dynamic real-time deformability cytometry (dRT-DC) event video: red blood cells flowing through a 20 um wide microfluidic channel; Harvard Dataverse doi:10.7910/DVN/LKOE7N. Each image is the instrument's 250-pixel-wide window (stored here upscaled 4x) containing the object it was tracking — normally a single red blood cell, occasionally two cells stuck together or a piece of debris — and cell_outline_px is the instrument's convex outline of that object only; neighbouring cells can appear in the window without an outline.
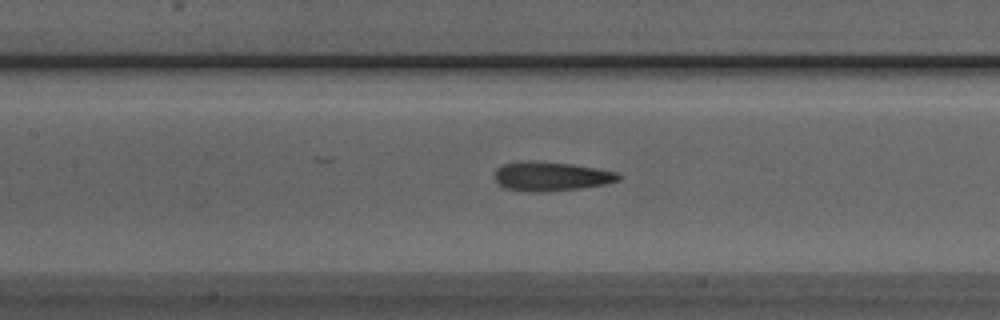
{"species": "Egyptian fruit bat (a non-hibernating species)", "species_latin": "Rousettus aegyptiacus", "temperature_condition": "room temperature", "stored_images_in_passage": 46, "camera_frame_rate_fps": 3000, "um_per_image_px": 0.085, "animal": {"sex": "male"}, "frame": {"image": 1, "passage_image": 22, "time_ms": 7.0, "image_size_px": [1000, 320], "cell_outline_px": [[620, 180], [604, 184], [580, 188], [544, 192], [528, 192], [504, 188], [492, 176], [496, 168], [504, 164], [572, 164], [596, 168], [616, 172], [620, 176]], "centroid_in_image_um": [46.85, 15.05], "position_along_channel_um": 160.5, "area_um2": 20.11}}
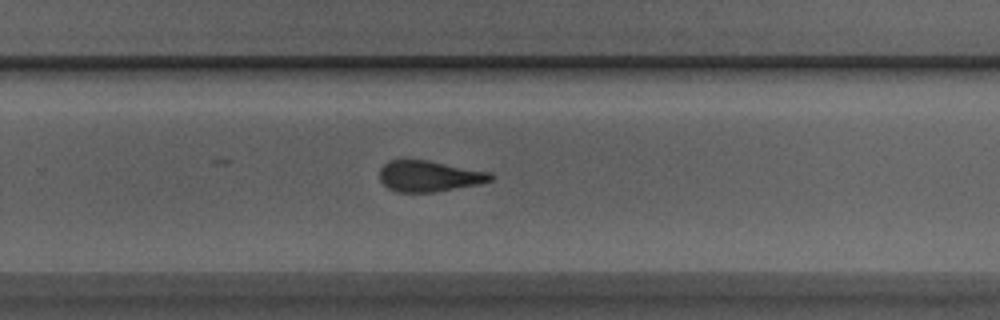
{"frame": {"image": 2, "passage_image": 32, "time_ms": 10.333, "image_size_px": [1000, 320], "cell_outline_px": [[496, 176], [492, 180], [480, 184], [436, 192], [396, 192], [388, 188], [380, 180], [380, 168], [388, 160], [428, 160], [488, 172]], "centroid_in_image_um": [36.48, 14.98], "position_along_channel_um": 293.3, "area_um2": 20.06}}
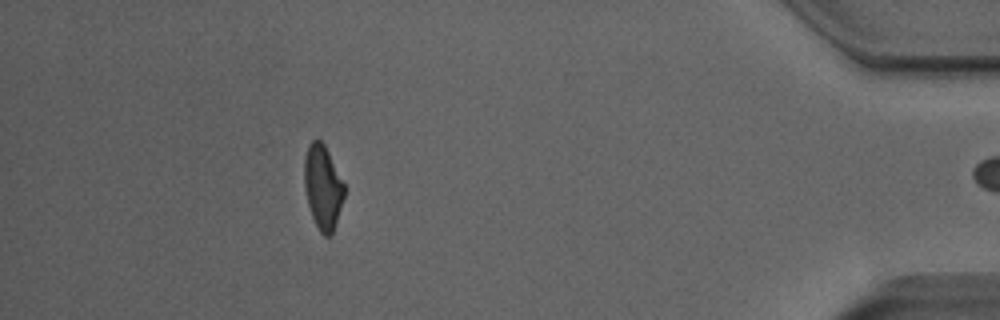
{"frame": {"image": 3, "passage_image": 45, "time_ms": 14.667, "image_size_px": [1000, 320], "cell_outline_px": [[344, 196], [332, 236], [324, 236], [320, 232], [312, 216], [308, 204], [304, 184], [304, 156], [308, 144], [312, 140], [320, 140], [324, 144], [344, 184]], "centroid_in_image_um": [27.42, 15.91], "position_along_channel_um": 407.8, "area_um2": 19.42}, "authors_computed_cell_mechanics": {"area_um2": 21.0103, "velocity_mm_per_s": 3.9924, "shape_relaxation_time_tau1_ms": 6.7057, "shape_relaxation_time_tau2_ms": 2.5565, "deformation_change_tau1": 0.163, "deformation_change_tau2": 0.1092}}